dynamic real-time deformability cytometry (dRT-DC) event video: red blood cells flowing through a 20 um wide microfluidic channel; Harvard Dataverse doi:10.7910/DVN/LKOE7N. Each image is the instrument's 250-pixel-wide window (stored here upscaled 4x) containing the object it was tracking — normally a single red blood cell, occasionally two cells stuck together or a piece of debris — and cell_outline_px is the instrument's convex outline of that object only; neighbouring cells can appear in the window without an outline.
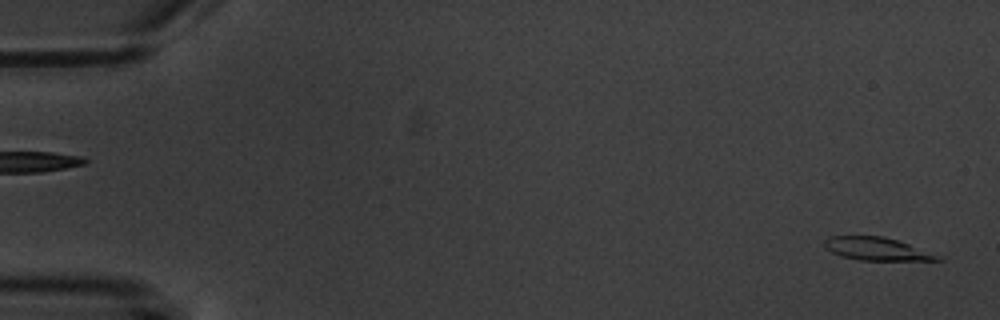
{"species": "common noctule bat (a hibernating species)", "species_latin": "Nyctalus noctula", "temperature_condition": "warm", "stored_images_in_passage": 5, "segment_of_instrument_passage": [2, 2], "camera_frame_rate_fps": 3000, "um_per_image_px": 0.085, "animal": {"sex": "male", "body_mass_g": 20.1, "forearm_length_mm": 53.5}, "frame": {"image": 1, "passage_image": 5, "time_ms": 5.667, "image_size_px": [1000, 320], "cell_outline_px": [[944, 260], [860, 260], [844, 256], [832, 252], [824, 248], [824, 240], [828, 236], [884, 236], [908, 244]], "centroid_in_image_um": [74.38, 21.14], "position_along_channel_um": 10.6, "area_um2": 14.57}}